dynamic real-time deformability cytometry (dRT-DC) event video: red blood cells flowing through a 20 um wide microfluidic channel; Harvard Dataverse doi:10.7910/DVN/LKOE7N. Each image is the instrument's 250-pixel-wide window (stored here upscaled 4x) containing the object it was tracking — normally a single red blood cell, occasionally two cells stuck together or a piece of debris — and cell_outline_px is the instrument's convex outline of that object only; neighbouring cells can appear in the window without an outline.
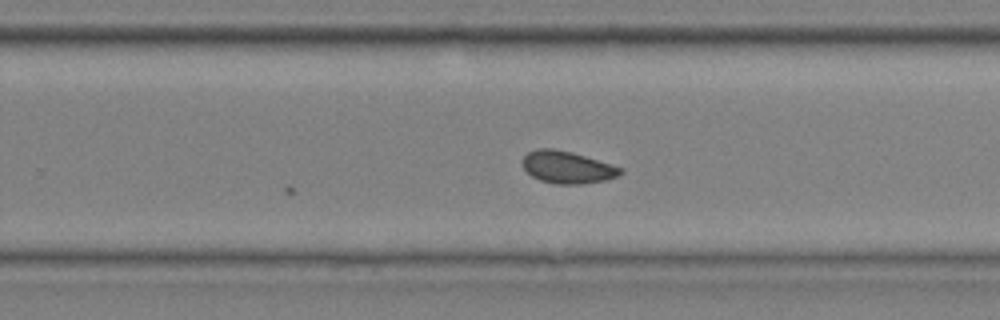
{"species": "common noctule bat (a hibernating species)", "species_latin": "Nyctalus noctula", "temperature_condition": "cold", "stored_images_in_passage": 18, "camera_frame_rate_fps": 3000, "um_per_image_px": 0.085, "animal": {"sex": "male", "body_mass_g": 20.4}, "frame": {"image": 1, "passage_image": 18, "time_ms": 5.667, "image_size_px": [1000, 320], "cell_outline_px": [[624, 172], [616, 176], [604, 180], [580, 184], [556, 184], [540, 180], [532, 176], [524, 168], [520, 160], [528, 152], [536, 148], [552, 148], [572, 152], [624, 168]], "centroid_in_image_um": [48.2, 14.2], "position_along_channel_um": 281.6, "area_um2": 18.38}}